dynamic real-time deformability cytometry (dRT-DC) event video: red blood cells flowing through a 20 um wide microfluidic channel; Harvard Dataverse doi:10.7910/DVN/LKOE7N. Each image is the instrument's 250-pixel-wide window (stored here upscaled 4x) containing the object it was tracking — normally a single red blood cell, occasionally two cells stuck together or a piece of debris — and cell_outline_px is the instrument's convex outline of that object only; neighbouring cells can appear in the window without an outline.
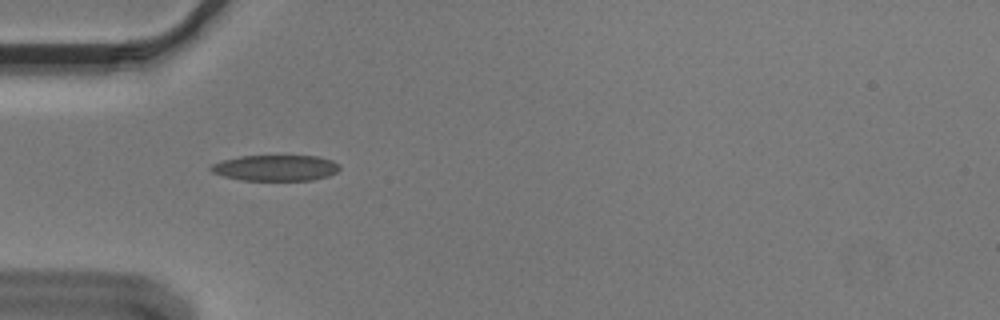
{"species": "Egyptian fruit bat (a non-hibernating species)", "species_latin": "Rousettus aegyptiacus", "temperature_condition": "cold", "stored_images_in_passage": 35, "camera_frame_rate_fps": 3000, "um_per_image_px": 0.085, "animal": {"sex": "male"}, "frame": {"image": 1, "passage_image": 1, "time_ms": 0.0, "image_size_px": [1000, 320], "cell_outline_px": [[340, 168], [336, 172], [328, 176], [312, 180], [244, 180], [224, 176], [212, 172], [208, 168], [212, 164], [224, 160], [240, 156], [320, 156], [332, 160], [340, 164]], "centroid_in_image_um": [23.46, 14.27], "position_along_channel_um": 61.5, "area_um2": 19.36}}
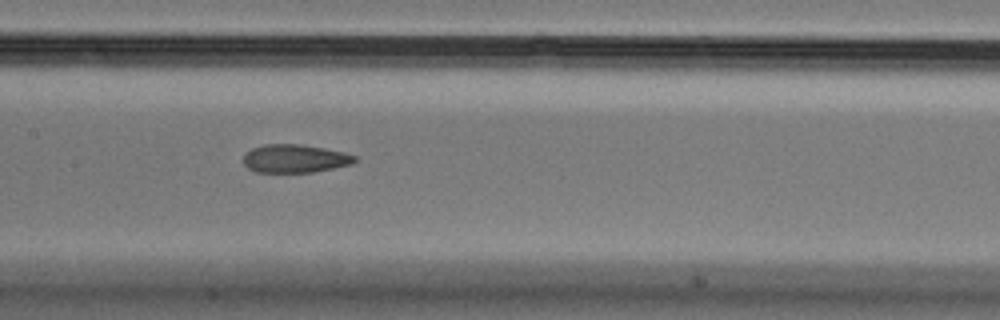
{"frame": {"image": 2, "passage_image": 11, "time_ms": 3.333, "image_size_px": [1000, 320], "cell_outline_px": [[360, 160], [352, 164], [312, 172], [256, 172], [248, 168], [244, 164], [244, 156], [252, 148], [264, 144], [300, 144], [324, 148], [344, 152], [356, 156]], "centroid_in_image_um": [25.1, 13.47], "position_along_channel_um": 182.3, "area_um2": 18.32}}
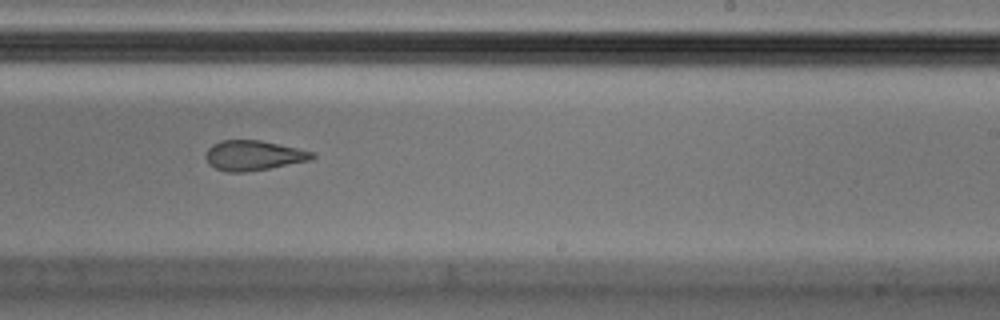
{"frame": {"image": 3, "passage_image": 18, "time_ms": 5.667, "image_size_px": [1000, 320], "cell_outline_px": [[316, 156], [312, 160], [248, 172], [228, 172], [216, 168], [208, 164], [204, 156], [208, 148], [212, 144], [220, 140], [260, 140], [296, 148], [312, 152]], "centroid_in_image_um": [21.51, 13.21], "position_along_channel_um": 267.5, "area_um2": 18.61}, "authors_computed_cell_mechanics": {"area_um2": 19.363, "velocity_mm_per_s": 3.6538, "shape_relaxation_time_tau1_ms": null, "shape_relaxation_time_tau2_ms": 2.8434, "deformation_change_tau1": null, "deformation_change_tau2": 0.1001}}